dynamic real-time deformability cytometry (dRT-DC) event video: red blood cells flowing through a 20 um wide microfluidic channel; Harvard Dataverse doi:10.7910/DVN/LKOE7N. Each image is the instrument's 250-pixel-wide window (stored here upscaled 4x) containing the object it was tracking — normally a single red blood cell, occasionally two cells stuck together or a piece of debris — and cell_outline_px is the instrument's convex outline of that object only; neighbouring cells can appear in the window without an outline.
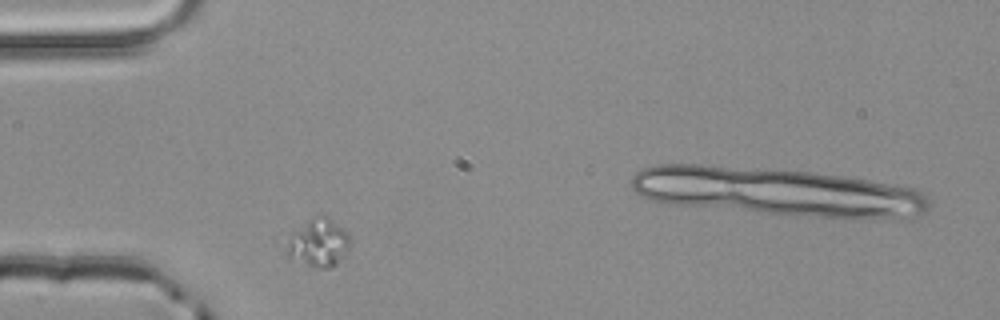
{"species": "common noctule bat (a hibernating species)", "species_latin": "Nyctalus noctula", "temperature_condition": "room temperature", "stored_images_in_passage": 2, "camera_frame_rate_fps": 3000, "um_per_image_px": 0.085, "animal": {"sex": "male", "body_mass_g": 20.4}, "frame": {"image": 1, "passage_image": 1, "time_ms": 0.0, "image_size_px": [1000, 320], "cell_outline_px": [[348, 244], [336, 264], [332, 268], [312, 268], [288, 260], [284, 252], [292, 232], [308, 220], [320, 212], [328, 216], [348, 232]], "centroid_in_image_um": [26.98, 20.65], "position_along_channel_um": 58.0, "area_um2": 18.03}}